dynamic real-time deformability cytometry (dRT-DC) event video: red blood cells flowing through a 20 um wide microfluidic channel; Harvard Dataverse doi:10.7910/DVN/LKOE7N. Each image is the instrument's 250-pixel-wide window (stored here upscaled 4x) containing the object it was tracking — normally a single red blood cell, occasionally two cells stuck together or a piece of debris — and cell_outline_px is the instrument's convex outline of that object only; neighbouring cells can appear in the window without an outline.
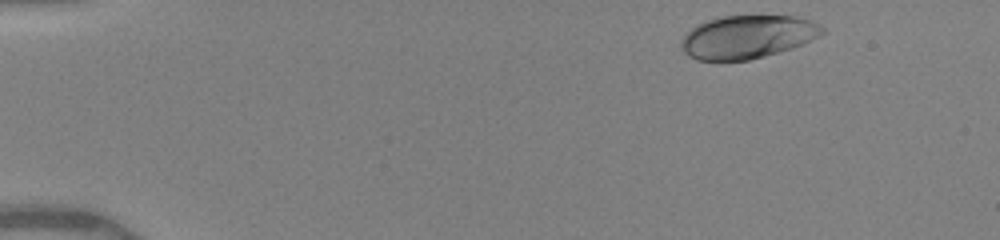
{"species": "human", "species_latin": "Homo sapiens", "temperature_condition": "warm", "stored_images_in_passage": 21, "camera_frame_rate_fps": 3000, "um_per_image_px": 0.085, "donor": {"sex": "female"}, "frame": {"image": 1, "passage_image": 2, "time_ms": 0.333, "image_size_px": [1000, 240], "cell_outline_px": [[828, 32], [792, 48], [764, 56], [748, 60], [696, 60], [688, 56], [680, 48], [680, 40], [696, 24], [720, 16], [796, 16], [812, 20], [824, 28]], "centroid_in_image_um": [63.53, 3.13], "position_along_channel_um": 21.5, "area_um2": 35.55}}
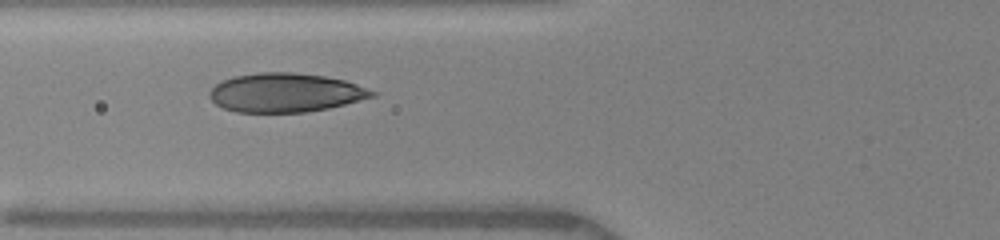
{"frame": {"image": 2, "passage_image": 13, "time_ms": 5.0, "image_size_px": [1000, 240], "cell_outline_px": [[376, 96], [328, 108], [304, 112], [236, 112], [224, 108], [216, 104], [208, 96], [208, 92], [220, 80], [236, 76], [260, 72], [292, 72], [324, 76], [344, 80], [356, 84], [376, 92]], "centroid_in_image_um": [24.23, 7.87], "position_along_channel_um": 101.6, "area_um2": 36.76}}
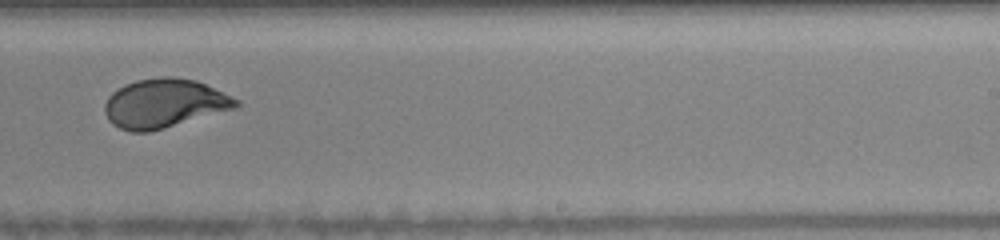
{"frame": {"image": 3, "passage_image": 20, "time_ms": 9.333, "image_size_px": [1000, 240], "cell_outline_px": [[240, 104], [236, 108], [148, 132], [132, 132], [120, 128], [112, 124], [108, 120], [104, 112], [104, 104], [108, 96], [112, 92], [124, 84], [136, 80], [160, 76], [172, 76], [196, 80], [240, 100]], "centroid_in_image_um": [13.93, 8.77], "position_along_channel_um": 275.1, "area_um2": 37.45}}